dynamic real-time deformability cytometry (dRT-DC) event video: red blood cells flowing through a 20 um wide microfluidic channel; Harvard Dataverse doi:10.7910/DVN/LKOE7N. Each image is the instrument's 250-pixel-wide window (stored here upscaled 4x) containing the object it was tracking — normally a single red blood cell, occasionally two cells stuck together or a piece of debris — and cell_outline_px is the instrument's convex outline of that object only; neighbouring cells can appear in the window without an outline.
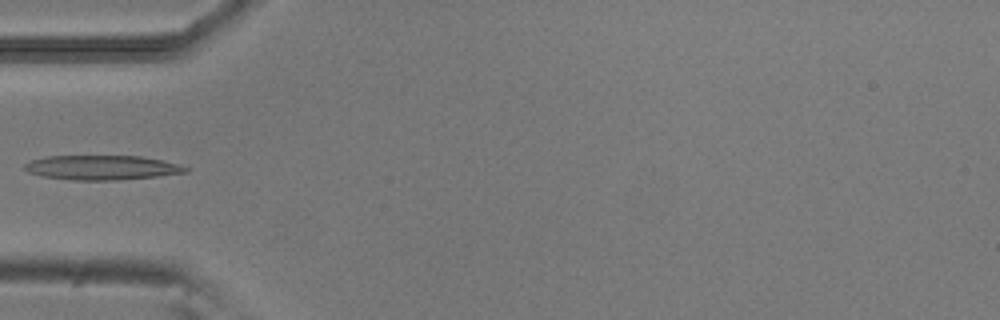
{"species": "common noctule bat (a hibernating species)", "species_latin": "Nyctalus noctula", "temperature_condition": "room temperature", "stored_images_in_passage": 6, "camera_frame_rate_fps": 3000, "um_per_image_px": 0.085, "animal": {"sex": "male", "body_mass_g": 20.5, "forearm_length_mm": 52.5}, "frame": {"image": 1, "passage_image": 5, "time_ms": 1.333, "image_size_px": [1000, 320], "cell_outline_px": [[188, 172], [156, 176], [116, 180], [72, 180], [40, 176], [28, 172], [24, 168], [24, 164], [32, 160], [48, 156], [140, 156], [180, 164], [188, 168]], "centroid_in_image_um": [8.64, 14.24], "position_along_channel_um": 76.4, "area_um2": 22.89}}
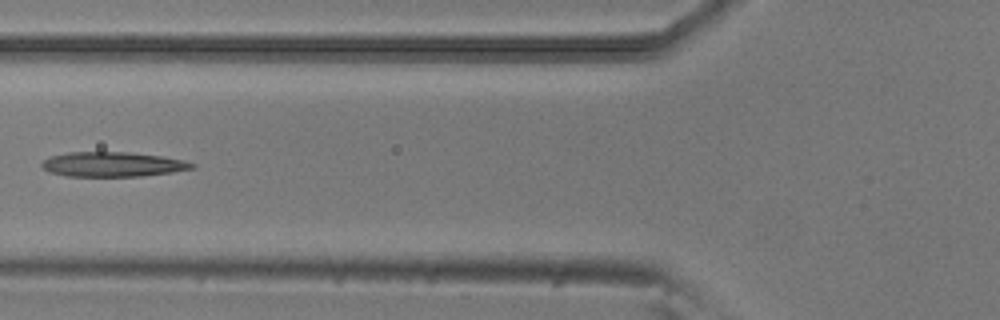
{"frame": {"image": 2, "passage_image": 6, "time_ms": 1.667, "image_size_px": [1000, 320], "cell_outline_px": [[196, 168], [172, 172], [144, 176], [68, 176], [48, 172], [40, 164], [48, 156], [68, 152], [128, 152], [160, 156], [184, 160], [196, 164]], "centroid_in_image_um": [9.57, 13.97], "position_along_channel_um": 116.2, "area_um2": 21.73}}